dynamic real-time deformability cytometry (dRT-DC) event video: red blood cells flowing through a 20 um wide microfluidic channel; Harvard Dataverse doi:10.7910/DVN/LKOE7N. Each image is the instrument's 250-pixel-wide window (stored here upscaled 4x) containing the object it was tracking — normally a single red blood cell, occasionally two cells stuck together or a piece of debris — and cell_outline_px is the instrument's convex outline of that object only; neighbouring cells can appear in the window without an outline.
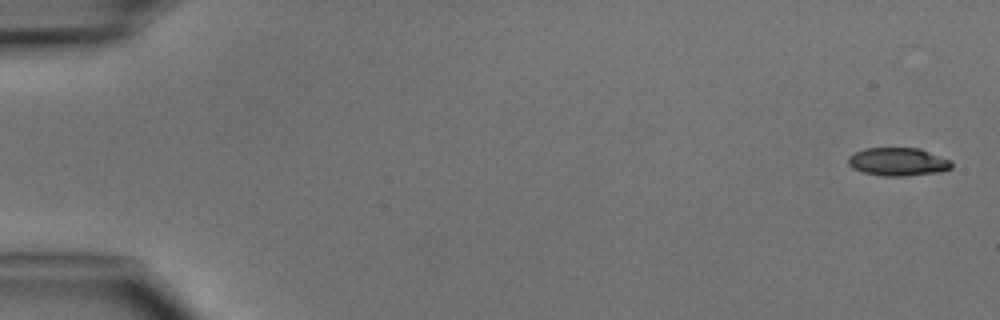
{"species": "common noctule bat (a hibernating species)", "species_latin": "Nyctalus noctula", "temperature_condition": "cold", "stored_images_in_passage": 5, "camera_frame_rate_fps": 3000, "um_per_image_px": 0.085, "animal": {"sex": "male", "body_mass_g": 15.6}, "frame": {"image": 1, "passage_image": 1, "time_ms": 0.0, "image_size_px": [1000, 320], "cell_outline_px": [[952, 168], [944, 172], [904, 176], [884, 176], [864, 172], [852, 168], [848, 164], [848, 156], [852, 152], [864, 148], [920, 148], [952, 160]], "centroid_in_image_um": [76.35, 13.75], "position_along_channel_um": 8.6, "area_um2": 17.28}}
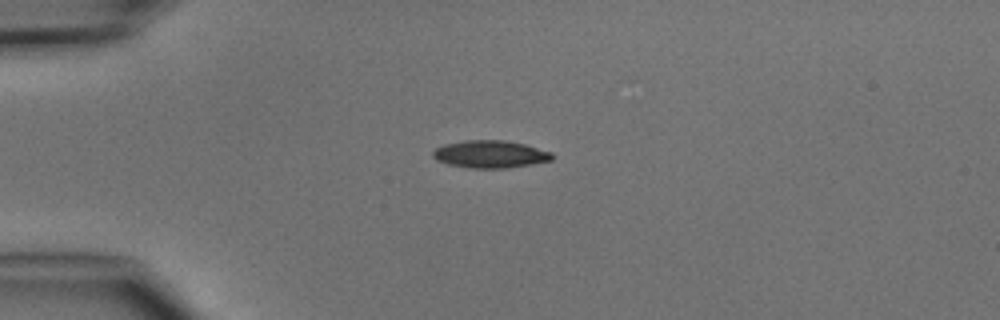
{"frame": {"image": 2, "passage_image": 4, "time_ms": 3.667, "image_size_px": [1000, 320], "cell_outline_px": [[552, 160], [532, 164], [508, 168], [468, 168], [448, 164], [436, 160], [432, 156], [432, 152], [436, 148], [444, 144], [464, 140], [504, 140], [524, 144], [552, 152]], "centroid_in_image_um": [41.64, 13.11], "position_along_channel_um": 43.4, "area_um2": 19.13}}